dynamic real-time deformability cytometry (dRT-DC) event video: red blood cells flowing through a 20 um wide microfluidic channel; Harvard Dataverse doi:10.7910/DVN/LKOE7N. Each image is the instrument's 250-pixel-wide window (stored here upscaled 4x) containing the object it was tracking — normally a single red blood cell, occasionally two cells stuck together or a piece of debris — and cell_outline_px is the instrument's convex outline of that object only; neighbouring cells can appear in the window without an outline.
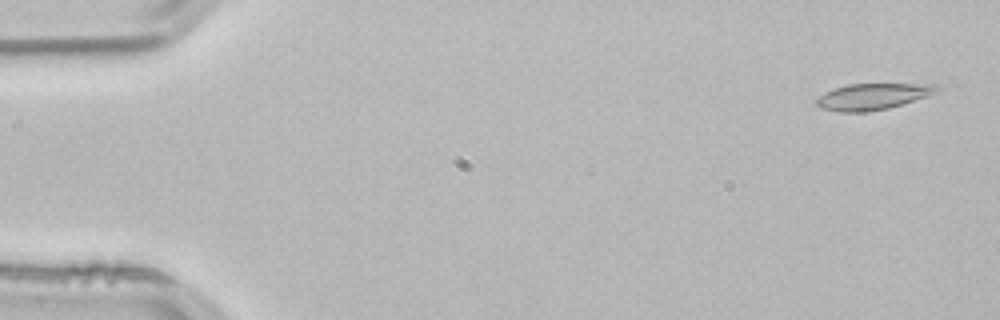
{"species": "common noctule bat (a hibernating species)", "species_latin": "Nyctalus noctula", "temperature_condition": "room temperature", "stored_images_in_passage": 15, "camera_frame_rate_fps": 3000, "um_per_image_px": 0.085, "animal": {"sex": "male", "body_mass_g": 21.5, "forearm_length_mm": 52.0}, "frame": {"image": 1, "passage_image": 2, "time_ms": 0.333, "image_size_px": [1000, 320], "cell_outline_px": [[940, 88], [936, 92], [888, 108], [868, 112], [840, 112], [820, 108], [816, 104], [816, 100], [824, 92], [848, 84], [936, 84]], "centroid_in_image_um": [74.12, 8.2], "position_along_channel_um": 10.9, "area_um2": 18.09}}